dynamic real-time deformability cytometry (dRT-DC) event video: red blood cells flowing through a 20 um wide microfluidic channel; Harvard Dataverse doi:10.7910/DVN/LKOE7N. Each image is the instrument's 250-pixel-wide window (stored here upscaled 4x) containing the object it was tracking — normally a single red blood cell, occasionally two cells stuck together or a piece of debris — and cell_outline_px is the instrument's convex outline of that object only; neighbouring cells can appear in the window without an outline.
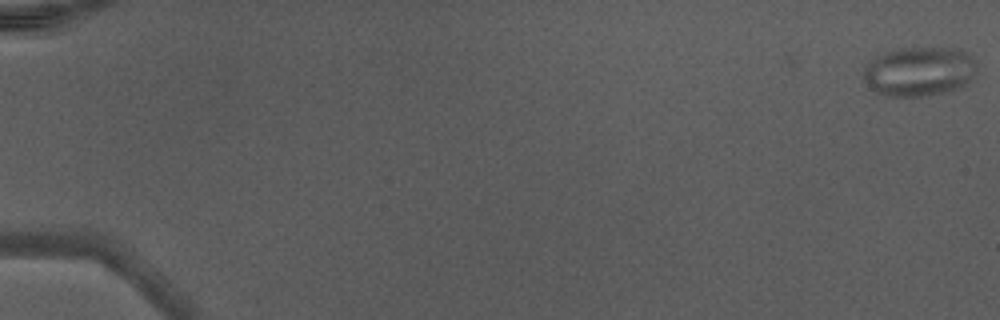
{"species": "Egyptian fruit bat (a non-hibernating species)", "species_latin": "Rousettus aegyptiacus", "temperature_condition": "warm", "stored_images_in_passage": 14, "camera_frame_rate_fps": 3000, "um_per_image_px": 0.085, "animal": {"sex": "male"}, "frame": {"image": 1, "passage_image": 1, "time_ms": 0.0, "image_size_px": [1000, 320], "cell_outline_px": [[976, 72], [968, 84], [956, 88], [940, 92], [920, 96], [888, 96], [876, 92], [864, 80], [864, 68], [872, 60], [888, 52], [904, 48], [952, 48], [968, 52], [972, 56], [976, 64]], "centroid_in_image_um": [78.18, 6.07], "position_along_channel_um": 6.8, "area_um2": 32.08}}